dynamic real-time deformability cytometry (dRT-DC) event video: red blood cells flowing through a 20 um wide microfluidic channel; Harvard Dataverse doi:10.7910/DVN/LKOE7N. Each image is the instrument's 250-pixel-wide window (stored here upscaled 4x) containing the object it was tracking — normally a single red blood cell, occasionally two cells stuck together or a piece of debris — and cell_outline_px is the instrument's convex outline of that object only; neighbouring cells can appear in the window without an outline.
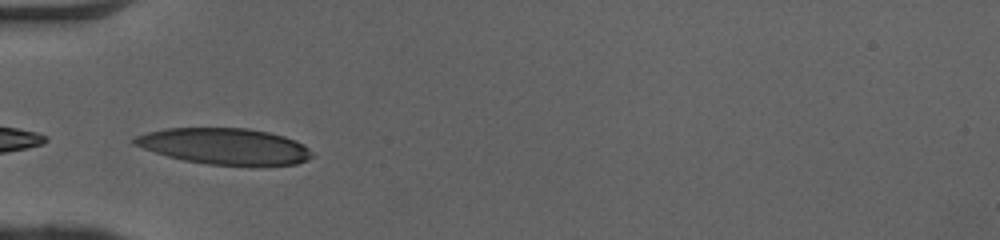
{"species": "human", "species_latin": "Homo sapiens", "temperature_condition": "cold", "stored_images_in_passage": 22, "camera_frame_rate_fps": 3000, "um_per_image_px": 0.085, "donor": {"sex": "female"}, "frame": {"image": 1, "passage_image": 1, "time_ms": 0.0, "image_size_px": [1000, 240], "cell_outline_px": [[316, 156], [308, 160], [296, 164], [252, 168], [208, 164], [184, 160], [168, 156], [132, 144], [132, 140], [136, 136], [148, 132], [164, 128], [248, 128], [268, 132], [284, 136], [304, 144]], "centroid_in_image_um": [19.18, 12.47], "position_along_channel_um": 65.8, "area_um2": 38.26}}
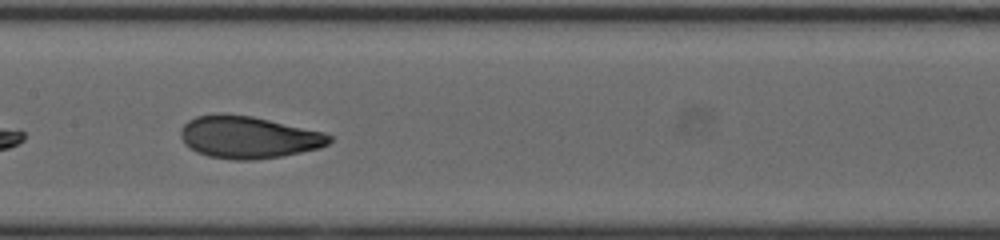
{"frame": {"image": 2, "passage_image": 10, "time_ms": 3.0, "image_size_px": [1000, 240], "cell_outline_px": [[332, 140], [328, 144], [320, 148], [280, 156], [252, 160], [236, 160], [208, 156], [196, 152], [188, 148], [184, 144], [180, 136], [180, 128], [188, 120], [196, 116], [216, 112], [220, 112], [252, 116], [324, 132], [332, 136]], "centroid_in_image_um": [21.06, 11.65], "position_along_channel_um": 186.3, "area_um2": 36.88}}
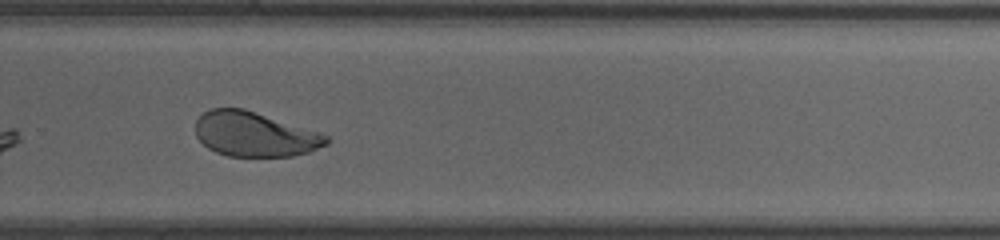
{"frame": {"image": 3, "passage_image": 19, "time_ms": 6.0, "image_size_px": [1000, 240], "cell_outline_px": [[332, 140], [328, 144], [308, 152], [292, 156], [228, 156], [216, 152], [208, 148], [196, 136], [196, 120], [208, 108], [244, 108], [320, 132], [328, 136]], "centroid_in_image_um": [21.66, 11.4], "position_along_channel_um": 308.1, "area_um2": 34.16}}